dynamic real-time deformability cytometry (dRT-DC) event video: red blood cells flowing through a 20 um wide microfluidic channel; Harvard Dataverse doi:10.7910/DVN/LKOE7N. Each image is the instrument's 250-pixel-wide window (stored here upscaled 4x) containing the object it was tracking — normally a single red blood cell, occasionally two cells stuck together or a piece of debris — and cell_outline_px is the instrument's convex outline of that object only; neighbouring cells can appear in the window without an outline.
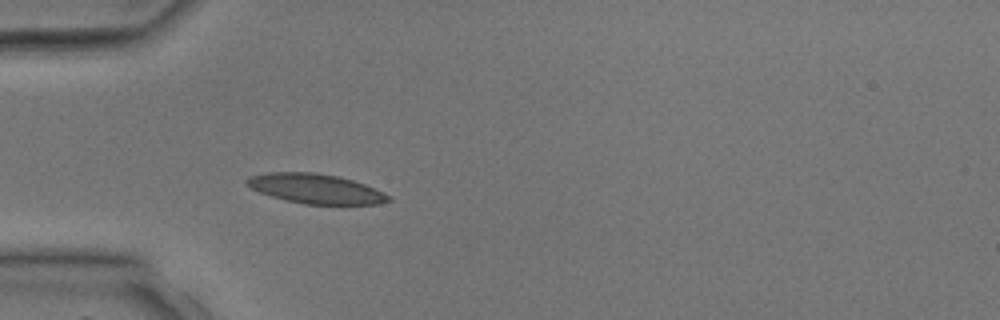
{"species": "common noctule bat (a hibernating species)", "species_latin": "Nyctalus noctula", "temperature_condition": "room temperature", "stored_images_in_passage": 4, "camera_frame_rate_fps": 3000, "um_per_image_px": 0.085, "animal": {"sex": "male", "body_mass_g": 17.9, "forearm_length_mm": 54.2}, "frame": {"image": 1, "passage_image": 4, "time_ms": 3.667, "image_size_px": [1000, 320], "cell_outline_px": [[392, 200], [380, 204], [304, 204], [284, 200], [260, 192], [244, 184], [244, 180], [248, 176], [268, 172], [316, 172], [336, 176], [352, 180], [364, 184], [392, 196]], "centroid_in_image_um": [26.81, 16.04], "position_along_channel_um": 58.2, "area_um2": 24.57}}